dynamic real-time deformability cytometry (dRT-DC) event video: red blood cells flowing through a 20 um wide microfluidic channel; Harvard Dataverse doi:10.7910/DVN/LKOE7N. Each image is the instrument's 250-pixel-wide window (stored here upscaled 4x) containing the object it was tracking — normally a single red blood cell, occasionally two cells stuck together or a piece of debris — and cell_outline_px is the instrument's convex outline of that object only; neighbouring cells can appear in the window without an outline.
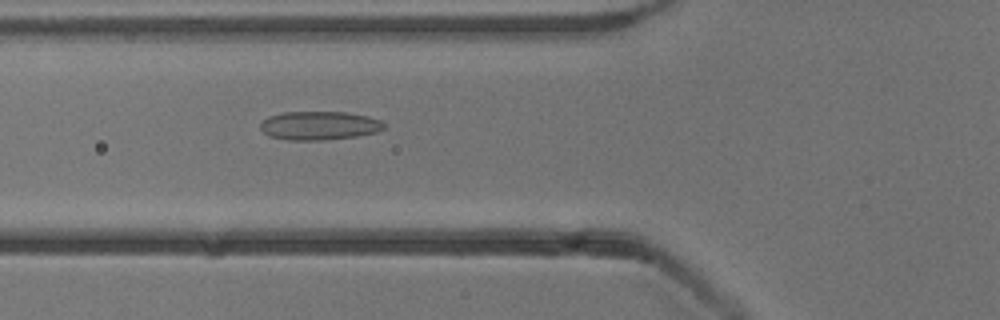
{"species": "common noctule bat (a hibernating species)", "species_latin": "Nyctalus noctula", "temperature_condition": "cold", "stored_images_in_passage": 5, "camera_frame_rate_fps": 3000, "um_per_image_px": 0.085, "animal": {"sex": "male", "body_mass_g": 13.3}, "frame": {"image": 1, "passage_image": 5, "time_ms": 4.667, "image_size_px": [1000, 320], "cell_outline_px": [[384, 128], [376, 132], [356, 136], [328, 140], [288, 140], [268, 136], [260, 128], [260, 124], [268, 116], [280, 112], [348, 112], [368, 116], [380, 120], [384, 124]], "centroid_in_image_um": [27.11, 10.67], "position_along_channel_um": 98.7, "area_um2": 20.75}}